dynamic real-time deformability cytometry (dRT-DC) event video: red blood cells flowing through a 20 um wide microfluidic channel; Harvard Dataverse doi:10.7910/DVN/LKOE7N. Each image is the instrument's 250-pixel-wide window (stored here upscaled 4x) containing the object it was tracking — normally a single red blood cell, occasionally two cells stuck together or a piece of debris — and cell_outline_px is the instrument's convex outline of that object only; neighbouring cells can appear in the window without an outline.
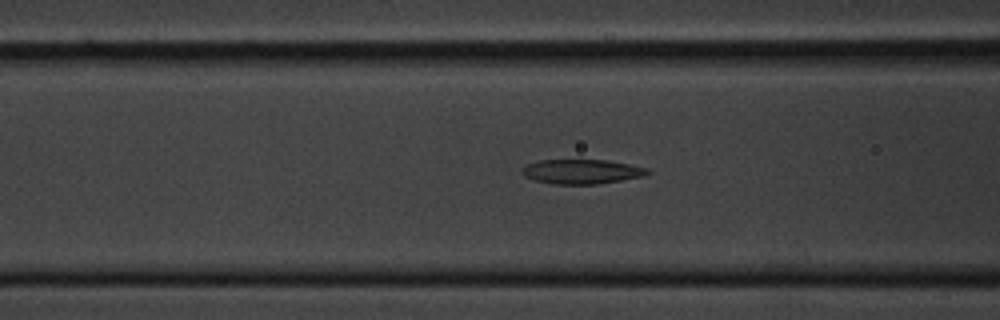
{"species": "common noctule bat (a hibernating species)", "species_latin": "Nyctalus noctula", "temperature_condition": "cold", "stored_images_in_passage": 39, "camera_frame_rate_fps": 3000, "um_per_image_px": 0.085, "animal": {"sex": "male", "body_mass_g": 20.1, "forearm_length_mm": 53.5}, "frame": {"image": 1, "passage_image": 15, "time_ms": 4.667, "image_size_px": [1000, 320], "cell_outline_px": [[652, 172], [644, 176], [596, 184], [552, 184], [536, 180], [524, 176], [520, 172], [520, 168], [528, 164], [540, 160], [608, 160], [648, 168]], "centroid_in_image_um": [49.43, 14.58], "position_along_channel_um": 117.2, "area_um2": 17.92}}
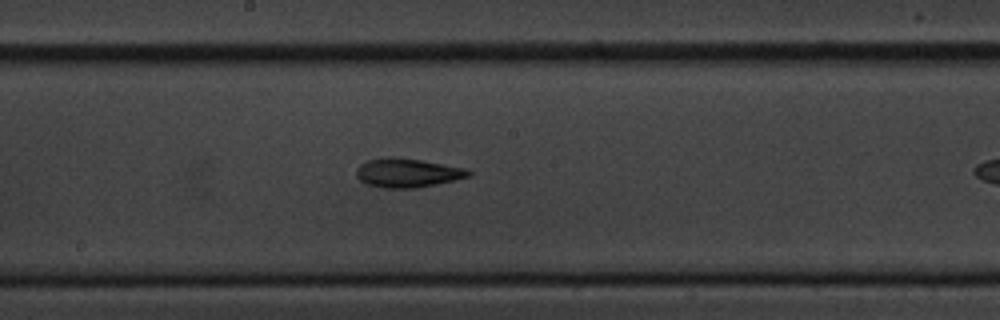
{"frame": {"image": 2, "passage_image": 23, "time_ms": 7.333, "image_size_px": [1000, 320], "cell_outline_px": [[472, 172], [468, 176], [436, 184], [416, 188], [384, 188], [368, 184], [360, 180], [356, 176], [356, 168], [360, 164], [368, 160], [388, 156], [392, 156], [420, 160], [464, 168]], "centroid_in_image_um": [34.57, 14.68], "position_along_channel_um": 213.6, "area_um2": 18.73}}
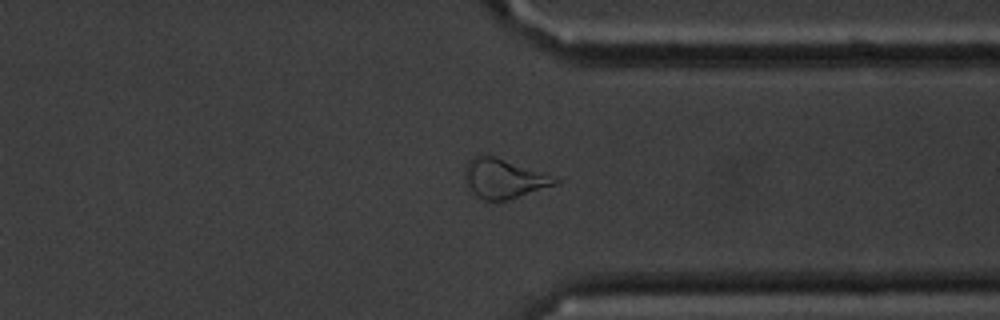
{"frame": {"image": 3, "passage_image": 36, "time_ms": 11.667, "image_size_px": [1000, 320], "cell_outline_px": [[560, 180], [556, 184], [508, 200], [484, 200], [468, 192], [464, 172], [464, 168], [468, 160], [472, 156], [488, 152], [544, 172]], "centroid_in_image_um": [42.75, 15.12], "position_along_channel_um": 368.7, "area_um2": 21.44}}